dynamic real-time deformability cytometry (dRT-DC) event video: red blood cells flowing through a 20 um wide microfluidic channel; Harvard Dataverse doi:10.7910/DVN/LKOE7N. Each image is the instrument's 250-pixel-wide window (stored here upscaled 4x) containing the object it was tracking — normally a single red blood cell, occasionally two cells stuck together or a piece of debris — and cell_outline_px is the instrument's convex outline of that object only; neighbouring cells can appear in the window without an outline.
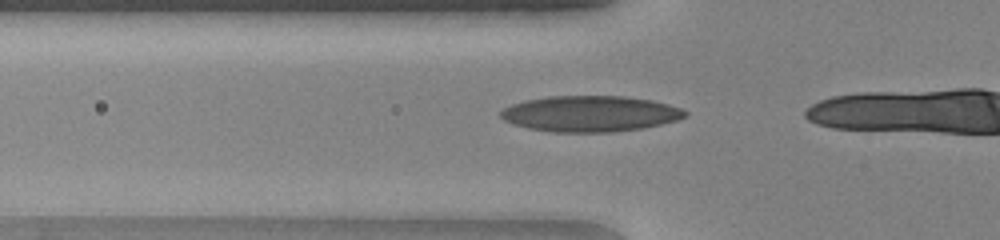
{"species": "human", "species_latin": "Homo sapiens", "temperature_condition": "warm", "stored_images_in_passage": 18, "camera_frame_rate_fps": 3000, "um_per_image_px": 0.085, "donor": {"sex": "female"}, "frame": {"image": 1, "passage_image": 13, "time_ms": 4.0, "image_size_px": [1000, 240], "cell_outline_px": [[688, 112], [684, 116], [676, 120], [644, 128], [612, 132], [552, 132], [528, 128], [512, 124], [504, 120], [500, 116], [500, 112], [504, 108], [512, 104], [524, 100], [548, 96], [624, 96], [652, 100], [668, 104], [680, 108]], "centroid_in_image_um": [50.13, 9.66], "position_along_channel_um": 75.7, "area_um2": 38.61}}
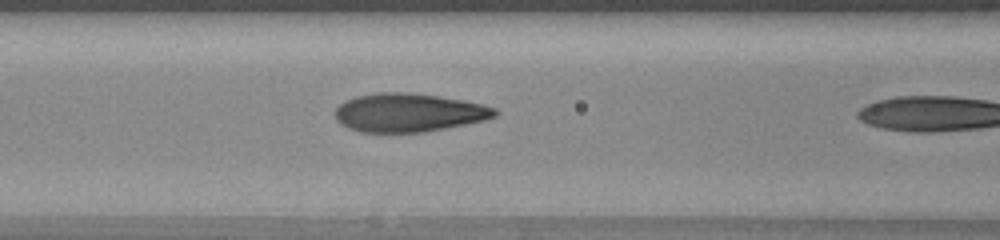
{"frame": {"image": 2, "passage_image": 17, "time_ms": 5.333, "image_size_px": [1000, 240], "cell_outline_px": [[500, 112], [496, 116], [484, 120], [424, 132], [360, 132], [348, 128], [340, 124], [336, 120], [336, 108], [344, 100], [356, 96], [376, 92], [404, 92], [436, 96], [464, 100], [484, 104], [496, 108]], "centroid_in_image_um": [34.73, 9.57], "position_along_channel_um": 131.9, "area_um2": 35.89}}